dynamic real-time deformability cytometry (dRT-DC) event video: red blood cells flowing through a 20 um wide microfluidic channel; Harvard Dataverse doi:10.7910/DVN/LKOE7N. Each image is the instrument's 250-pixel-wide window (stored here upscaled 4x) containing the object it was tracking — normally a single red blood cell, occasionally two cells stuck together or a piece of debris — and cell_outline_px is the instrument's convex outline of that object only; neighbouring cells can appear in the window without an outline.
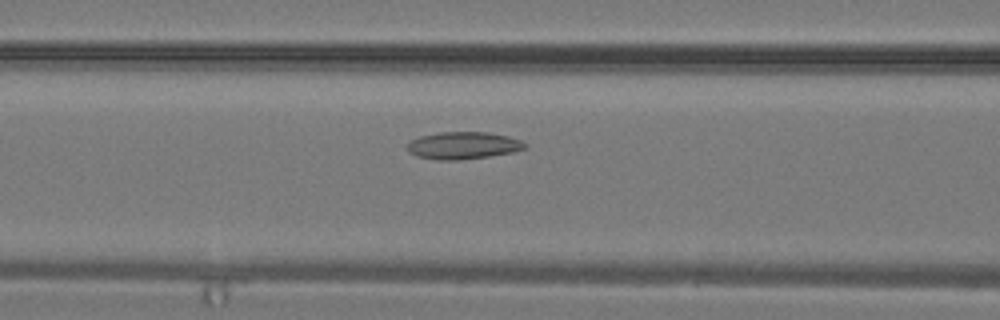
{"species": "common noctule bat (a hibernating species)", "species_latin": "Nyctalus noctula", "temperature_condition": "warm", "stored_images_in_passage": 31, "camera_frame_rate_fps": 3000, "um_per_image_px": 0.085, "animal": {"sex": "male", "body_mass_g": 19.2, "forearm_length_mm": 51.8}, "frame": {"image": 1, "passage_image": 15, "time_ms": 4.667, "image_size_px": [1000, 320], "cell_outline_px": [[528, 148], [512, 152], [488, 156], [460, 160], [436, 160], [416, 156], [408, 152], [408, 144], [412, 140], [420, 136], [440, 132], [488, 132], [508, 136], [520, 140], [528, 144]], "centroid_in_image_um": [39.39, 12.37], "position_along_channel_um": 127.2, "area_um2": 18.73}}
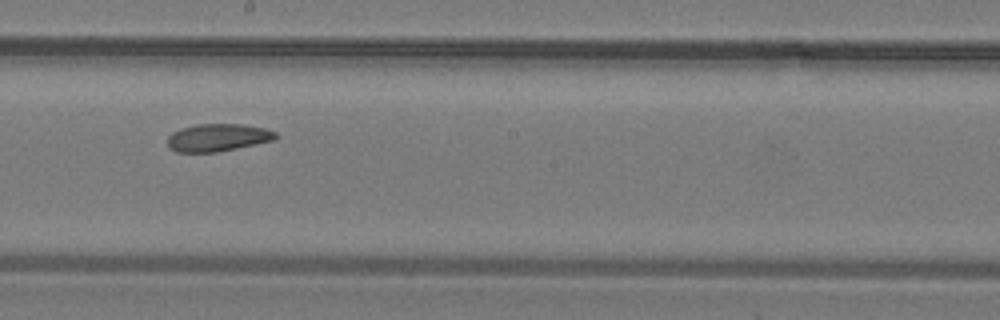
{"frame": {"image": 2, "passage_image": 20, "time_ms": 6.333, "image_size_px": [1000, 320], "cell_outline_px": [[280, 136], [276, 140], [216, 152], [176, 152], [168, 148], [168, 136], [172, 132], [180, 128], [196, 124], [244, 124], [264, 128], [276, 132]], "centroid_in_image_um": [18.52, 11.69], "position_along_channel_um": 229.7, "area_um2": 17.57}}
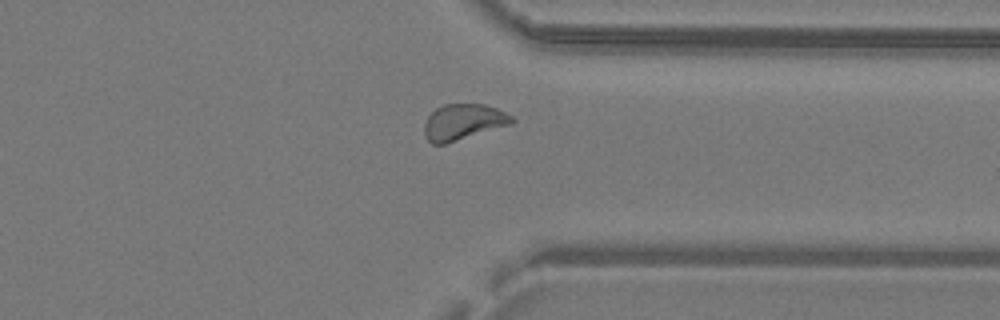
{"frame": {"image": 3, "passage_image": 27, "time_ms": 8.667, "image_size_px": [1000, 320], "cell_outline_px": [[516, 120], [512, 124], [444, 144], [432, 144], [424, 136], [424, 124], [428, 116], [436, 108], [444, 104], [484, 104], [496, 108], [512, 116]], "centroid_in_image_um": [39.37, 10.37], "position_along_channel_um": 372.0, "area_um2": 18.26}}